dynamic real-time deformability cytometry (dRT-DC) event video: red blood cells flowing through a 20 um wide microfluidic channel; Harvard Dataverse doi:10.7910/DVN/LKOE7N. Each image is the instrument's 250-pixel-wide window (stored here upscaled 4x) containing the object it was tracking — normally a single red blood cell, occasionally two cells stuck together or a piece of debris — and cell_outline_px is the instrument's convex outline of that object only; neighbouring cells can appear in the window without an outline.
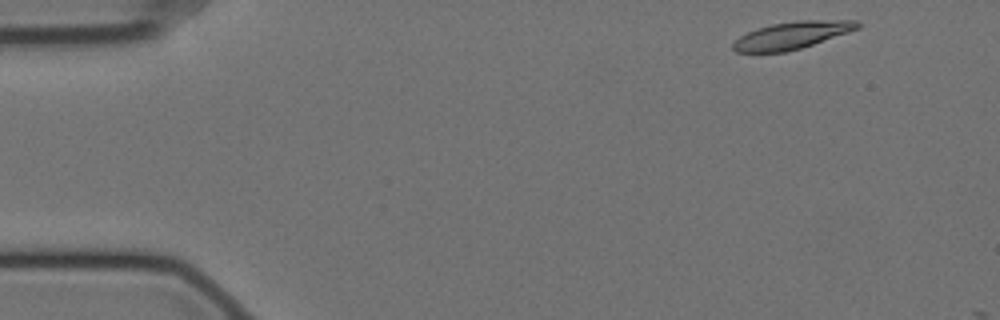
{"species": "Egyptian fruit bat (a non-hibernating species)", "species_latin": "Rousettus aegyptiacus", "temperature_condition": "cold", "stored_images_in_passage": 4, "camera_frame_rate_fps": 3000, "um_per_image_px": 0.085, "animal": {"sex": "female"}, "frame": {"image": 1, "passage_image": 1, "time_ms": 0.0, "image_size_px": [1000, 320], "cell_outline_px": [[860, 28], [800, 48], [784, 52], [736, 52], [732, 48], [732, 44], [740, 36], [756, 28], [772, 24], [800, 20], [856, 20], [860, 24]], "centroid_in_image_um": [67.3, 2.99], "position_along_channel_um": 17.7, "area_um2": 19.54}}